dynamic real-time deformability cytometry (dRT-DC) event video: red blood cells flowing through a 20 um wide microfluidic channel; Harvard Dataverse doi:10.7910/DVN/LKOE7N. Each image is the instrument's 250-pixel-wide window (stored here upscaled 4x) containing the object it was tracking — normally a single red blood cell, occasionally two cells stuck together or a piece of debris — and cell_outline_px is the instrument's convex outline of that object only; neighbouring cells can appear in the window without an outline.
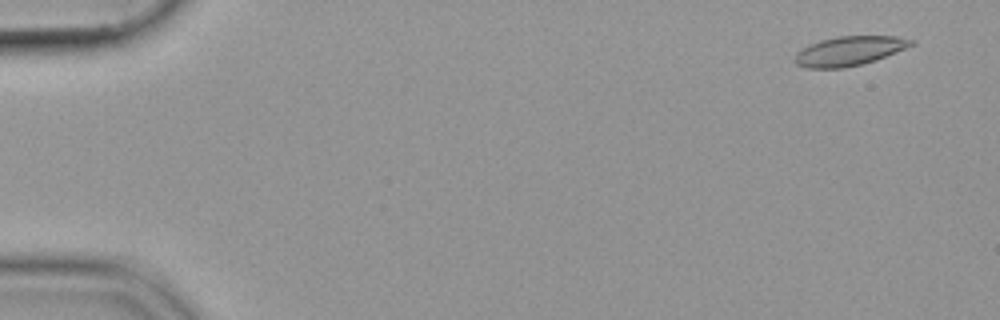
{"species": "common noctule bat (a hibernating species)", "species_latin": "Nyctalus noctula", "temperature_condition": "cold", "stored_images_in_passage": 55, "camera_frame_rate_fps": 3000, "um_per_image_px": 0.085, "animal": {"sex": "female", "body_mass_g": 19.9}, "frame": {"image": 1, "passage_image": 4, "time_ms": 1.0, "image_size_px": [1000, 320], "cell_outline_px": [[916, 44], [876, 60], [860, 64], [840, 68], [808, 68], [796, 64], [792, 60], [796, 52], [820, 40], [836, 36], [896, 36], [916, 40]], "centroid_in_image_um": [72.2, 4.32], "position_along_channel_um": 12.8, "area_um2": 19.88}}
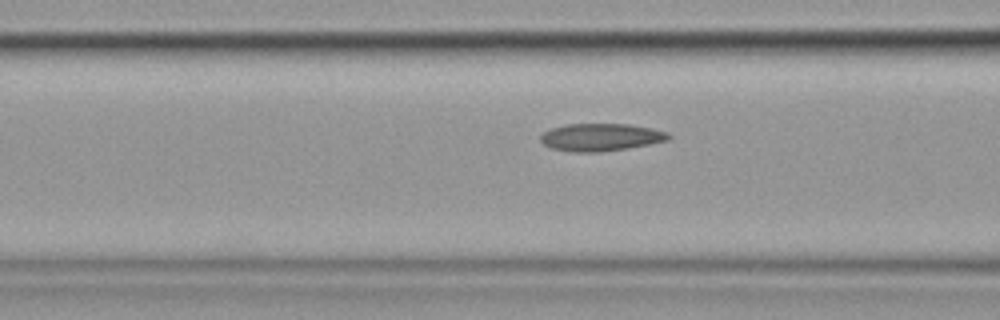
{"frame": {"image": 2, "passage_image": 23, "time_ms": 7.333, "image_size_px": [1000, 320], "cell_outline_px": [[672, 136], [668, 140], [628, 148], [600, 152], [572, 152], [552, 148], [544, 144], [540, 140], [540, 136], [544, 132], [552, 128], [568, 124], [628, 124], [652, 128], [668, 132]], "centroid_in_image_um": [51.08, 11.66], "position_along_channel_um": 115.5, "area_um2": 20.46}}
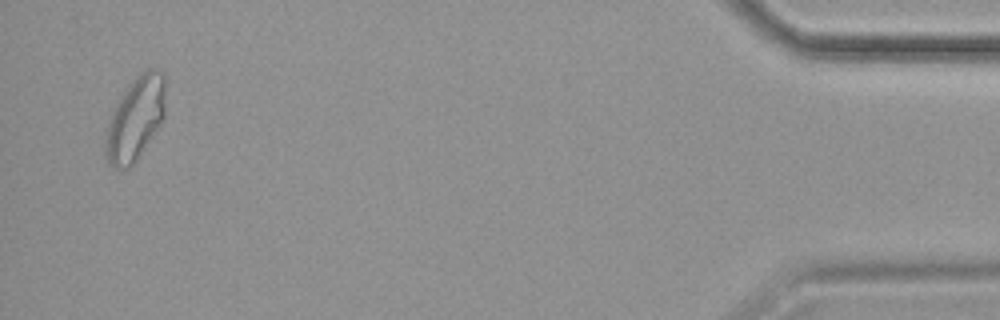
{"frame": {"image": 3, "passage_image": 54, "time_ms": 17.667, "image_size_px": [1000, 320], "cell_outline_px": [[164, 116], [136, 160], [128, 168], [116, 168], [108, 164], [104, 156], [104, 136], [108, 120], [120, 96], [128, 84], [136, 76], [148, 68], [156, 68], [164, 72]], "centroid_in_image_um": [11.45, 10.07], "position_along_channel_um": 423.7, "area_um2": 29.07}}